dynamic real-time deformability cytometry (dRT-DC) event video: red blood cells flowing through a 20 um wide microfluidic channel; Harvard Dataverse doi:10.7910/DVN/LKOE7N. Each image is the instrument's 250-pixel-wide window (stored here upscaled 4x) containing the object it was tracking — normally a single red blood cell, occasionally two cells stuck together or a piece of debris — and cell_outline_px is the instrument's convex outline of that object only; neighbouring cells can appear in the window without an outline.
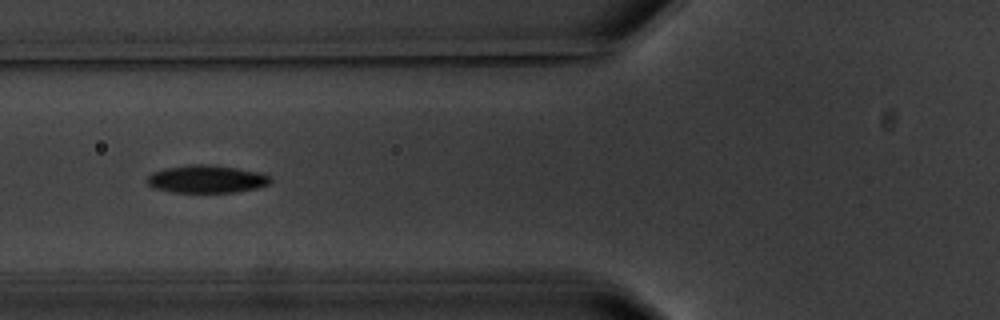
{"species": "common noctule bat (a hibernating species)", "species_latin": "Nyctalus noctula", "temperature_condition": "warm", "stored_images_in_passage": 14, "camera_frame_rate_fps": 3000, "um_per_image_px": 0.085, "animal": {"sex": "male", "body_mass_g": 20.1, "forearm_length_mm": 53.5}, "frame": {"image": 1, "passage_image": 5, "time_ms": 5.667, "image_size_px": [1000, 320], "cell_outline_px": [[272, 180], [268, 184], [256, 188], [236, 192], [172, 192], [152, 188], [148, 184], [148, 176], [152, 172], [164, 168], [188, 164], [208, 164], [236, 168], [260, 172], [272, 176]], "centroid_in_image_um": [17.56, 15.21], "position_along_channel_um": 108.2, "area_um2": 20.06}}
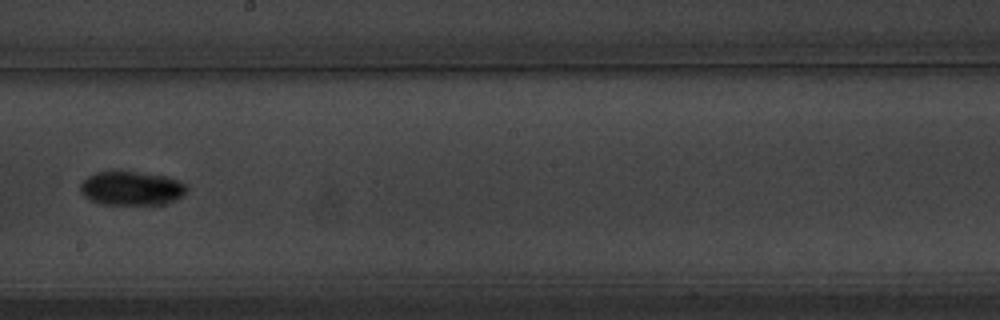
{"frame": {"image": 2, "passage_image": 8, "time_ms": 9.333, "image_size_px": [1000, 320], "cell_outline_px": [[188, 192], [184, 196], [176, 200], [164, 204], [100, 204], [88, 200], [80, 192], [80, 184], [88, 176], [96, 172], [136, 172], [160, 176], [180, 180], [188, 184]], "centroid_in_image_um": [11.2, 16.03], "position_along_channel_um": 237.0, "area_um2": 21.15}, "authors_computed_cell_mechanics": {"area_um2": 19.9988, "velocity_mm_per_s": 3.5049, "shape_relaxation_time_tau1_ms": 3.8741, "shape_relaxation_time_tau2_ms": null, "deformation_change_tau1": 0.1342, "deformation_change_tau2": null}}